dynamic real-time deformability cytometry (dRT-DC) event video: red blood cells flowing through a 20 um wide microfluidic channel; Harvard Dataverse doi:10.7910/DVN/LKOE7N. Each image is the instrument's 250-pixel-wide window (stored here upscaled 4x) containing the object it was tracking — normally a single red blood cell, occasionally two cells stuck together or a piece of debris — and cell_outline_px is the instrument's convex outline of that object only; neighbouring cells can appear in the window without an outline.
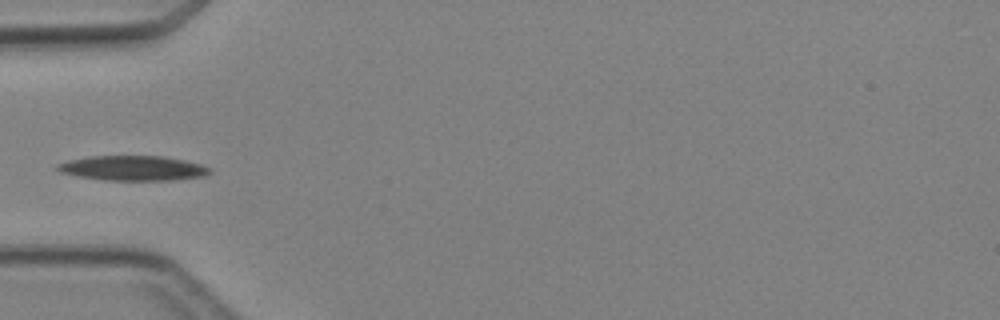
{"species": "Egyptian fruit bat (a non-hibernating species)", "species_latin": "Rousettus aegyptiacus", "temperature_condition": "cold", "stored_images_in_passage": 6, "camera_frame_rate_fps": 3000, "um_per_image_px": 0.085, "animal": {"sex": "female"}, "frame": {"image": 1, "passage_image": 5, "time_ms": 4.667, "image_size_px": [1000, 320], "cell_outline_px": [[212, 172], [204, 176], [172, 180], [104, 180], [80, 176], [60, 172], [56, 168], [56, 164], [68, 160], [88, 156], [164, 156], [184, 160], [200, 164], [208, 168]], "centroid_in_image_um": [11.28, 14.29], "position_along_channel_um": 73.7, "area_um2": 21.96}}
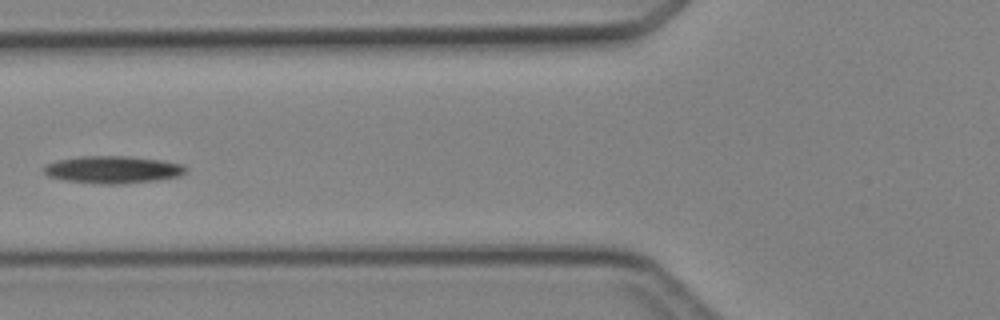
{"frame": {"image": 2, "passage_image": 6, "time_ms": 5.667, "image_size_px": [1000, 320], "cell_outline_px": [[188, 168], [180, 176], [156, 180], [116, 184], [100, 184], [64, 180], [48, 176], [44, 172], [44, 164], [60, 160], [80, 156], [124, 156], [160, 160], [184, 164]], "centroid_in_image_um": [9.59, 14.42], "position_along_channel_um": 116.2, "area_um2": 22.48}}